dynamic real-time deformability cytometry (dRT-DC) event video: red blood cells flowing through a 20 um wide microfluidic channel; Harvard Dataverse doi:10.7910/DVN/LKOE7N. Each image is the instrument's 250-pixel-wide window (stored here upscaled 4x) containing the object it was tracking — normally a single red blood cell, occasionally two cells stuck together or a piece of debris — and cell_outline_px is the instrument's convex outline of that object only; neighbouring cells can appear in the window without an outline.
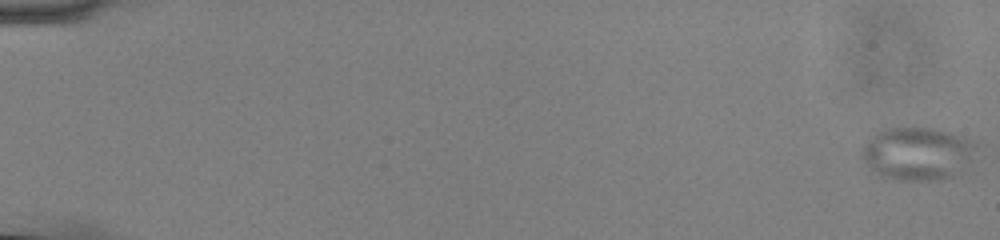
{"species": "common noctule bat (a hibernating species)", "species_latin": "Nyctalus noctula", "temperature_condition": "cold", "stored_images_in_passage": 57, "camera_frame_rate_fps": 3000, "um_per_image_px": 0.085, "animal": {"sex": "male", "body_mass_g": 13.0, "forearm_length_mm": 53.1}, "frame": {"image": 1, "passage_image": 1, "time_ms": 0.0, "image_size_px": [1000, 240], "cell_outline_px": [[984, 144], [964, 172], [940, 180], [896, 180], [884, 176], [876, 172], [860, 156], [860, 152], [864, 144], [880, 128], [900, 124], [932, 128], [948, 132], [976, 140]], "centroid_in_image_um": [78.09, 13.0], "position_along_channel_um": 6.9, "area_um2": 36.93}}
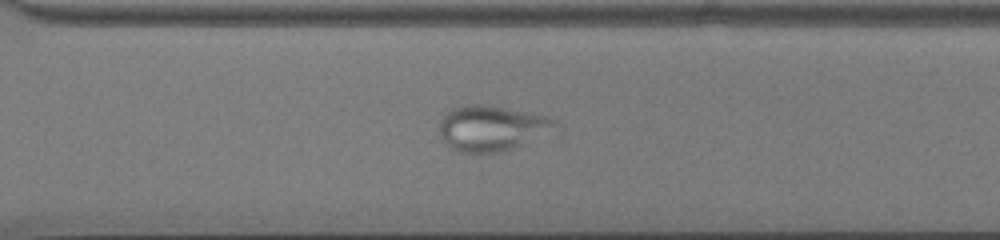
{"frame": {"image": 2, "passage_image": 42, "time_ms": 13.667, "image_size_px": [1000, 240], "cell_outline_px": [[564, 128], [524, 144], [500, 152], [456, 152], [448, 148], [440, 136], [440, 120], [444, 112], [460, 104], [480, 104], [548, 116], [556, 120]], "centroid_in_image_um": [41.82, 10.9], "position_along_channel_um": 328.8, "area_um2": 31.27}}
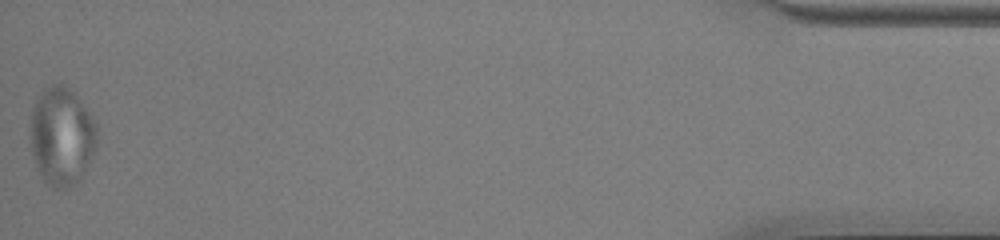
{"frame": {"image": 3, "passage_image": 57, "time_ms": 18.667, "image_size_px": [1000, 240], "cell_outline_px": [[100, 128], [96, 148], [80, 180], [64, 188], [52, 188], [44, 180], [36, 168], [32, 156], [32, 108], [40, 92], [44, 88], [52, 84], [64, 84], [76, 96], [96, 120]], "centroid_in_image_um": [5.28, 11.58], "position_along_channel_um": 429.9, "area_um2": 38.26}}